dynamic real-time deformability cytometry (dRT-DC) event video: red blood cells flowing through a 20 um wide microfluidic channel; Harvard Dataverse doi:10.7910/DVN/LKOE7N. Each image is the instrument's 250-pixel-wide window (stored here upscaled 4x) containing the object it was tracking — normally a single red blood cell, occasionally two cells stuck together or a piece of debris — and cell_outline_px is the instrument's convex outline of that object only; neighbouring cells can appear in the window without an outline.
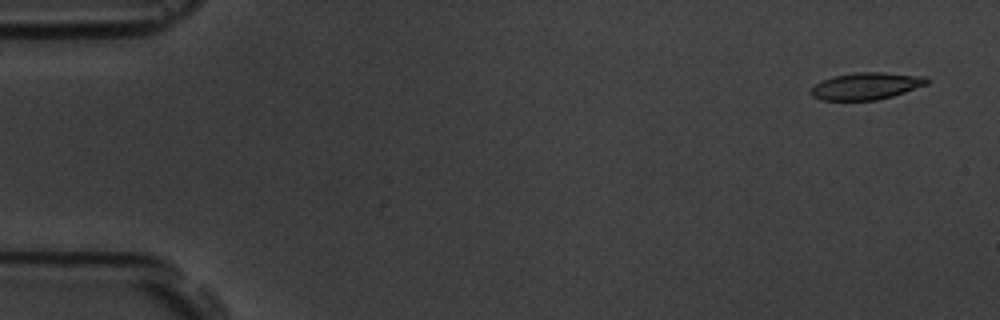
{"species": "common noctule bat (a hibernating species)", "species_latin": "Nyctalus noctula", "temperature_condition": "room temperature", "stored_images_in_passage": 7, "camera_frame_rate_fps": 3000, "um_per_image_px": 0.085, "animal": {"sex": "male", "body_mass_g": 19.5, "forearm_length_mm": 54.6}, "frame": {"image": 1, "passage_image": 1, "time_ms": 0.0, "image_size_px": [1000, 320], "cell_outline_px": [[928, 84], [892, 96], [876, 100], [820, 100], [812, 96], [808, 92], [820, 80], [832, 76], [856, 72], [884, 72], [924, 76], [928, 80]], "centroid_in_image_um": [73.58, 7.31], "position_along_channel_um": 11.4, "area_um2": 18.32}}
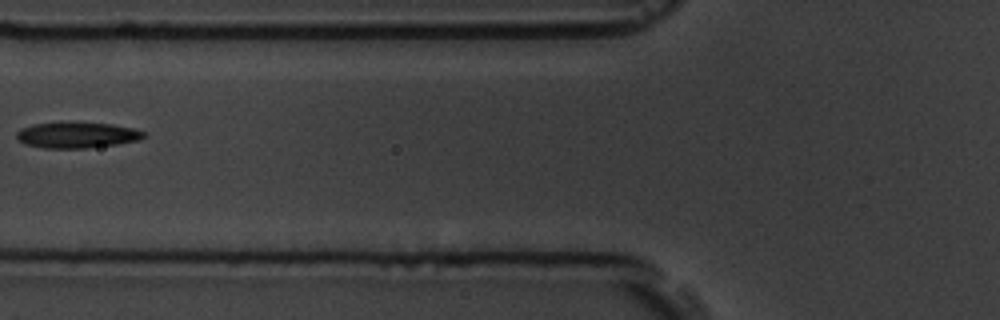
{"frame": {"image": 2, "passage_image": 6, "time_ms": 6.667, "image_size_px": [1000, 320], "cell_outline_px": [[148, 136], [140, 140], [116, 144], [88, 148], [44, 148], [24, 144], [16, 140], [16, 132], [20, 128], [32, 124], [112, 124], [132, 128], [148, 132]], "centroid_in_image_um": [6.56, 11.51], "position_along_channel_um": 119.2, "area_um2": 18.9}}
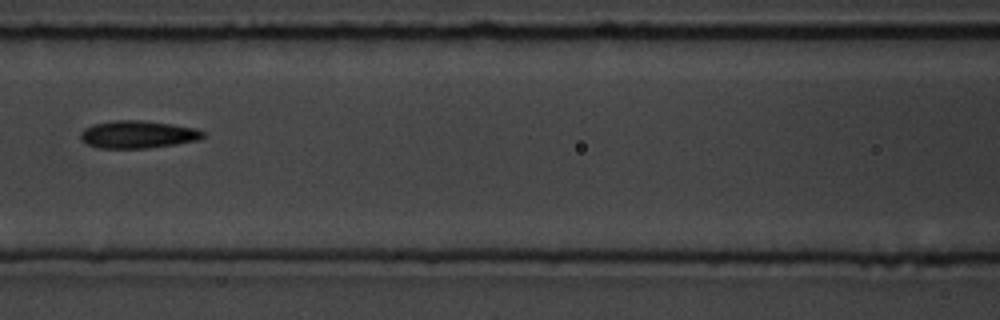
{"frame": {"image": 3, "passage_image": 7, "time_ms": 7.667, "image_size_px": [1000, 320], "cell_outline_px": [[204, 136], [200, 140], [176, 144], [148, 148], [100, 148], [88, 144], [80, 136], [80, 132], [84, 128], [92, 124], [112, 120], [140, 120], [172, 124], [196, 128], [204, 132]], "centroid_in_image_um": [11.73, 11.42], "position_along_channel_um": 154.9, "area_um2": 19.71}}